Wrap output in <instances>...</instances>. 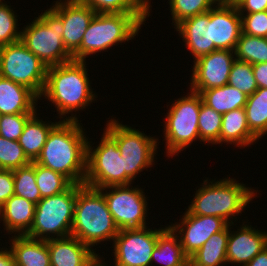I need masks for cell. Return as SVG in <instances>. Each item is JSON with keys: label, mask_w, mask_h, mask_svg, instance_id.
<instances>
[{"label": "cell", "mask_w": 267, "mask_h": 266, "mask_svg": "<svg viewBox=\"0 0 267 266\" xmlns=\"http://www.w3.org/2000/svg\"><path fill=\"white\" fill-rule=\"evenodd\" d=\"M80 120H61L49 133L36 163L84 184L87 171L88 138Z\"/></svg>", "instance_id": "cell-1"}, {"label": "cell", "mask_w": 267, "mask_h": 266, "mask_svg": "<svg viewBox=\"0 0 267 266\" xmlns=\"http://www.w3.org/2000/svg\"><path fill=\"white\" fill-rule=\"evenodd\" d=\"M86 67V60H71L47 67L45 86L39 99L43 96L51 101L60 116L58 118H65L71 112V116L62 120L76 121L78 118L76 113L72 114L73 111L83 110L96 100Z\"/></svg>", "instance_id": "cell-2"}, {"label": "cell", "mask_w": 267, "mask_h": 266, "mask_svg": "<svg viewBox=\"0 0 267 266\" xmlns=\"http://www.w3.org/2000/svg\"><path fill=\"white\" fill-rule=\"evenodd\" d=\"M118 233L102 192L83 184L77 191L71 235L91 248L102 241H114Z\"/></svg>", "instance_id": "cell-3"}, {"label": "cell", "mask_w": 267, "mask_h": 266, "mask_svg": "<svg viewBox=\"0 0 267 266\" xmlns=\"http://www.w3.org/2000/svg\"><path fill=\"white\" fill-rule=\"evenodd\" d=\"M202 184L193 195L187 211L193 215L221 217L228 224H234L233 219H237L235 216L242 214L243 209L254 199L255 192L257 194L255 189L230 177L216 182L207 178Z\"/></svg>", "instance_id": "cell-4"}, {"label": "cell", "mask_w": 267, "mask_h": 266, "mask_svg": "<svg viewBox=\"0 0 267 266\" xmlns=\"http://www.w3.org/2000/svg\"><path fill=\"white\" fill-rule=\"evenodd\" d=\"M150 14L96 13L83 36L73 60L85 61L88 55L110 50V47L133 39L138 35Z\"/></svg>", "instance_id": "cell-5"}, {"label": "cell", "mask_w": 267, "mask_h": 266, "mask_svg": "<svg viewBox=\"0 0 267 266\" xmlns=\"http://www.w3.org/2000/svg\"><path fill=\"white\" fill-rule=\"evenodd\" d=\"M63 31L62 19L49 8L23 27L21 42L46 67L57 66L73 60L63 44Z\"/></svg>", "instance_id": "cell-6"}, {"label": "cell", "mask_w": 267, "mask_h": 266, "mask_svg": "<svg viewBox=\"0 0 267 266\" xmlns=\"http://www.w3.org/2000/svg\"><path fill=\"white\" fill-rule=\"evenodd\" d=\"M82 185L72 184L60 194L42 198L36 204L33 224L25 236L40 240L70 236L77 191Z\"/></svg>", "instance_id": "cell-7"}, {"label": "cell", "mask_w": 267, "mask_h": 266, "mask_svg": "<svg viewBox=\"0 0 267 266\" xmlns=\"http://www.w3.org/2000/svg\"><path fill=\"white\" fill-rule=\"evenodd\" d=\"M164 124L166 154L170 158L200 140L198 129L201 96L190 90L170 106Z\"/></svg>", "instance_id": "cell-8"}, {"label": "cell", "mask_w": 267, "mask_h": 266, "mask_svg": "<svg viewBox=\"0 0 267 266\" xmlns=\"http://www.w3.org/2000/svg\"><path fill=\"white\" fill-rule=\"evenodd\" d=\"M94 149L87 142V171L84 184L93 188L131 185L116 140L105 130Z\"/></svg>", "instance_id": "cell-9"}, {"label": "cell", "mask_w": 267, "mask_h": 266, "mask_svg": "<svg viewBox=\"0 0 267 266\" xmlns=\"http://www.w3.org/2000/svg\"><path fill=\"white\" fill-rule=\"evenodd\" d=\"M104 130L116 140L123 159L124 172L132 181L141 171L153 165L156 149L160 143L158 138L147 136L140 129L123 125L112 118L107 121Z\"/></svg>", "instance_id": "cell-10"}, {"label": "cell", "mask_w": 267, "mask_h": 266, "mask_svg": "<svg viewBox=\"0 0 267 266\" xmlns=\"http://www.w3.org/2000/svg\"><path fill=\"white\" fill-rule=\"evenodd\" d=\"M46 75L47 67L21 40L0 47V76L27 87L40 98Z\"/></svg>", "instance_id": "cell-11"}, {"label": "cell", "mask_w": 267, "mask_h": 266, "mask_svg": "<svg viewBox=\"0 0 267 266\" xmlns=\"http://www.w3.org/2000/svg\"><path fill=\"white\" fill-rule=\"evenodd\" d=\"M130 186H108L99 189L119 230L142 228L147 225L146 195L142 188Z\"/></svg>", "instance_id": "cell-12"}, {"label": "cell", "mask_w": 267, "mask_h": 266, "mask_svg": "<svg viewBox=\"0 0 267 266\" xmlns=\"http://www.w3.org/2000/svg\"><path fill=\"white\" fill-rule=\"evenodd\" d=\"M146 227L119 230L113 241L115 266H151L158 236L166 229ZM148 228V229H147Z\"/></svg>", "instance_id": "cell-13"}, {"label": "cell", "mask_w": 267, "mask_h": 266, "mask_svg": "<svg viewBox=\"0 0 267 266\" xmlns=\"http://www.w3.org/2000/svg\"><path fill=\"white\" fill-rule=\"evenodd\" d=\"M233 50L218 49L194 60L190 90L200 93L228 83L230 70L236 60Z\"/></svg>", "instance_id": "cell-14"}, {"label": "cell", "mask_w": 267, "mask_h": 266, "mask_svg": "<svg viewBox=\"0 0 267 266\" xmlns=\"http://www.w3.org/2000/svg\"><path fill=\"white\" fill-rule=\"evenodd\" d=\"M180 221L169 227L179 235L183 252L188 258L194 255L213 234L222 231L228 225L221 217L193 215L188 211Z\"/></svg>", "instance_id": "cell-15"}, {"label": "cell", "mask_w": 267, "mask_h": 266, "mask_svg": "<svg viewBox=\"0 0 267 266\" xmlns=\"http://www.w3.org/2000/svg\"><path fill=\"white\" fill-rule=\"evenodd\" d=\"M50 8L62 19L63 44L73 55L80 48L85 31L96 12L80 0H58Z\"/></svg>", "instance_id": "cell-16"}, {"label": "cell", "mask_w": 267, "mask_h": 266, "mask_svg": "<svg viewBox=\"0 0 267 266\" xmlns=\"http://www.w3.org/2000/svg\"><path fill=\"white\" fill-rule=\"evenodd\" d=\"M210 44L217 49L233 50L242 32L241 16L236 6L217 4L210 9Z\"/></svg>", "instance_id": "cell-17"}, {"label": "cell", "mask_w": 267, "mask_h": 266, "mask_svg": "<svg viewBox=\"0 0 267 266\" xmlns=\"http://www.w3.org/2000/svg\"><path fill=\"white\" fill-rule=\"evenodd\" d=\"M243 222L237 231L230 230L227 245V264L246 266L258 253L267 247V232H262Z\"/></svg>", "instance_id": "cell-18"}, {"label": "cell", "mask_w": 267, "mask_h": 266, "mask_svg": "<svg viewBox=\"0 0 267 266\" xmlns=\"http://www.w3.org/2000/svg\"><path fill=\"white\" fill-rule=\"evenodd\" d=\"M51 266H96L102 259L93 248L70 235L46 240Z\"/></svg>", "instance_id": "cell-19"}, {"label": "cell", "mask_w": 267, "mask_h": 266, "mask_svg": "<svg viewBox=\"0 0 267 266\" xmlns=\"http://www.w3.org/2000/svg\"><path fill=\"white\" fill-rule=\"evenodd\" d=\"M209 21L210 10L187 18L174 27L195 60L218 50L214 44H210Z\"/></svg>", "instance_id": "cell-20"}, {"label": "cell", "mask_w": 267, "mask_h": 266, "mask_svg": "<svg viewBox=\"0 0 267 266\" xmlns=\"http://www.w3.org/2000/svg\"><path fill=\"white\" fill-rule=\"evenodd\" d=\"M39 98L27 87L0 76V113L34 114ZM36 107V108H35Z\"/></svg>", "instance_id": "cell-21"}, {"label": "cell", "mask_w": 267, "mask_h": 266, "mask_svg": "<svg viewBox=\"0 0 267 266\" xmlns=\"http://www.w3.org/2000/svg\"><path fill=\"white\" fill-rule=\"evenodd\" d=\"M36 204L13 195L3 204L2 220L7 233L25 235L33 224Z\"/></svg>", "instance_id": "cell-22"}, {"label": "cell", "mask_w": 267, "mask_h": 266, "mask_svg": "<svg viewBox=\"0 0 267 266\" xmlns=\"http://www.w3.org/2000/svg\"><path fill=\"white\" fill-rule=\"evenodd\" d=\"M9 248L16 266H51L46 240L14 235Z\"/></svg>", "instance_id": "cell-23"}, {"label": "cell", "mask_w": 267, "mask_h": 266, "mask_svg": "<svg viewBox=\"0 0 267 266\" xmlns=\"http://www.w3.org/2000/svg\"><path fill=\"white\" fill-rule=\"evenodd\" d=\"M259 140L249 129L245 108H238L222 114L220 144H235L234 146L248 147Z\"/></svg>", "instance_id": "cell-24"}, {"label": "cell", "mask_w": 267, "mask_h": 266, "mask_svg": "<svg viewBox=\"0 0 267 266\" xmlns=\"http://www.w3.org/2000/svg\"><path fill=\"white\" fill-rule=\"evenodd\" d=\"M35 112L24 126L23 132L19 137V144L27 158L33 162L39 157L42 148L46 143L47 137L51 130L61 121L48 122L40 120V117ZM39 118V119H38ZM51 123V124H50Z\"/></svg>", "instance_id": "cell-25"}, {"label": "cell", "mask_w": 267, "mask_h": 266, "mask_svg": "<svg viewBox=\"0 0 267 266\" xmlns=\"http://www.w3.org/2000/svg\"><path fill=\"white\" fill-rule=\"evenodd\" d=\"M228 237L229 224L222 231L213 234L206 243L189 258V266H223V264H227L226 254Z\"/></svg>", "instance_id": "cell-26"}, {"label": "cell", "mask_w": 267, "mask_h": 266, "mask_svg": "<svg viewBox=\"0 0 267 266\" xmlns=\"http://www.w3.org/2000/svg\"><path fill=\"white\" fill-rule=\"evenodd\" d=\"M154 261L162 266H189V258L183 252L179 237L169 226L158 236L151 266Z\"/></svg>", "instance_id": "cell-27"}, {"label": "cell", "mask_w": 267, "mask_h": 266, "mask_svg": "<svg viewBox=\"0 0 267 266\" xmlns=\"http://www.w3.org/2000/svg\"><path fill=\"white\" fill-rule=\"evenodd\" d=\"M199 95L205 105L221 114L244 108L248 98L245 93L228 84L204 90Z\"/></svg>", "instance_id": "cell-28"}, {"label": "cell", "mask_w": 267, "mask_h": 266, "mask_svg": "<svg viewBox=\"0 0 267 266\" xmlns=\"http://www.w3.org/2000/svg\"><path fill=\"white\" fill-rule=\"evenodd\" d=\"M244 108L250 131L260 139L267 134V88L249 95Z\"/></svg>", "instance_id": "cell-29"}, {"label": "cell", "mask_w": 267, "mask_h": 266, "mask_svg": "<svg viewBox=\"0 0 267 266\" xmlns=\"http://www.w3.org/2000/svg\"><path fill=\"white\" fill-rule=\"evenodd\" d=\"M234 54L236 60L248 62L251 65L267 63V38L241 32Z\"/></svg>", "instance_id": "cell-30"}, {"label": "cell", "mask_w": 267, "mask_h": 266, "mask_svg": "<svg viewBox=\"0 0 267 266\" xmlns=\"http://www.w3.org/2000/svg\"><path fill=\"white\" fill-rule=\"evenodd\" d=\"M35 177L41 198L66 191L73 183L61 173L55 172L35 162Z\"/></svg>", "instance_id": "cell-31"}, {"label": "cell", "mask_w": 267, "mask_h": 266, "mask_svg": "<svg viewBox=\"0 0 267 266\" xmlns=\"http://www.w3.org/2000/svg\"><path fill=\"white\" fill-rule=\"evenodd\" d=\"M14 194L23 197L34 204L42 198L35 177V161L13 170Z\"/></svg>", "instance_id": "cell-32"}, {"label": "cell", "mask_w": 267, "mask_h": 266, "mask_svg": "<svg viewBox=\"0 0 267 266\" xmlns=\"http://www.w3.org/2000/svg\"><path fill=\"white\" fill-rule=\"evenodd\" d=\"M96 13L150 14L142 0H80Z\"/></svg>", "instance_id": "cell-33"}, {"label": "cell", "mask_w": 267, "mask_h": 266, "mask_svg": "<svg viewBox=\"0 0 267 266\" xmlns=\"http://www.w3.org/2000/svg\"><path fill=\"white\" fill-rule=\"evenodd\" d=\"M221 125L222 114L205 105L201 99V107L198 120L200 141L204 144H220Z\"/></svg>", "instance_id": "cell-34"}, {"label": "cell", "mask_w": 267, "mask_h": 266, "mask_svg": "<svg viewBox=\"0 0 267 266\" xmlns=\"http://www.w3.org/2000/svg\"><path fill=\"white\" fill-rule=\"evenodd\" d=\"M174 27L181 21L208 12L215 4L212 0H168Z\"/></svg>", "instance_id": "cell-35"}, {"label": "cell", "mask_w": 267, "mask_h": 266, "mask_svg": "<svg viewBox=\"0 0 267 266\" xmlns=\"http://www.w3.org/2000/svg\"><path fill=\"white\" fill-rule=\"evenodd\" d=\"M227 84L237 88L247 96L252 95L258 89L252 65L239 60L233 62Z\"/></svg>", "instance_id": "cell-36"}, {"label": "cell", "mask_w": 267, "mask_h": 266, "mask_svg": "<svg viewBox=\"0 0 267 266\" xmlns=\"http://www.w3.org/2000/svg\"><path fill=\"white\" fill-rule=\"evenodd\" d=\"M18 141L7 140L0 136V168L15 170L30 164Z\"/></svg>", "instance_id": "cell-37"}, {"label": "cell", "mask_w": 267, "mask_h": 266, "mask_svg": "<svg viewBox=\"0 0 267 266\" xmlns=\"http://www.w3.org/2000/svg\"><path fill=\"white\" fill-rule=\"evenodd\" d=\"M17 14L0 0V47L16 43L21 40V31L18 28ZM19 30V31H18Z\"/></svg>", "instance_id": "cell-38"}, {"label": "cell", "mask_w": 267, "mask_h": 266, "mask_svg": "<svg viewBox=\"0 0 267 266\" xmlns=\"http://www.w3.org/2000/svg\"><path fill=\"white\" fill-rule=\"evenodd\" d=\"M33 114H10L0 117V136L18 141L24 126Z\"/></svg>", "instance_id": "cell-39"}, {"label": "cell", "mask_w": 267, "mask_h": 266, "mask_svg": "<svg viewBox=\"0 0 267 266\" xmlns=\"http://www.w3.org/2000/svg\"><path fill=\"white\" fill-rule=\"evenodd\" d=\"M242 32L251 36L267 38V10L240 14Z\"/></svg>", "instance_id": "cell-40"}, {"label": "cell", "mask_w": 267, "mask_h": 266, "mask_svg": "<svg viewBox=\"0 0 267 266\" xmlns=\"http://www.w3.org/2000/svg\"><path fill=\"white\" fill-rule=\"evenodd\" d=\"M14 195L13 170L0 169V203L3 205Z\"/></svg>", "instance_id": "cell-41"}, {"label": "cell", "mask_w": 267, "mask_h": 266, "mask_svg": "<svg viewBox=\"0 0 267 266\" xmlns=\"http://www.w3.org/2000/svg\"><path fill=\"white\" fill-rule=\"evenodd\" d=\"M239 14H250L267 10V0H242L237 6Z\"/></svg>", "instance_id": "cell-42"}, {"label": "cell", "mask_w": 267, "mask_h": 266, "mask_svg": "<svg viewBox=\"0 0 267 266\" xmlns=\"http://www.w3.org/2000/svg\"><path fill=\"white\" fill-rule=\"evenodd\" d=\"M252 68L258 88H267V63L253 64Z\"/></svg>", "instance_id": "cell-43"}, {"label": "cell", "mask_w": 267, "mask_h": 266, "mask_svg": "<svg viewBox=\"0 0 267 266\" xmlns=\"http://www.w3.org/2000/svg\"><path fill=\"white\" fill-rule=\"evenodd\" d=\"M0 266H16L15 259L12 255L11 250L3 249L0 250Z\"/></svg>", "instance_id": "cell-44"}, {"label": "cell", "mask_w": 267, "mask_h": 266, "mask_svg": "<svg viewBox=\"0 0 267 266\" xmlns=\"http://www.w3.org/2000/svg\"><path fill=\"white\" fill-rule=\"evenodd\" d=\"M246 266H267V247L258 253Z\"/></svg>", "instance_id": "cell-45"}, {"label": "cell", "mask_w": 267, "mask_h": 266, "mask_svg": "<svg viewBox=\"0 0 267 266\" xmlns=\"http://www.w3.org/2000/svg\"><path fill=\"white\" fill-rule=\"evenodd\" d=\"M215 5L217 4H230L231 5V0H212Z\"/></svg>", "instance_id": "cell-46"}, {"label": "cell", "mask_w": 267, "mask_h": 266, "mask_svg": "<svg viewBox=\"0 0 267 266\" xmlns=\"http://www.w3.org/2000/svg\"><path fill=\"white\" fill-rule=\"evenodd\" d=\"M242 0H231V5L237 6Z\"/></svg>", "instance_id": "cell-47"}, {"label": "cell", "mask_w": 267, "mask_h": 266, "mask_svg": "<svg viewBox=\"0 0 267 266\" xmlns=\"http://www.w3.org/2000/svg\"><path fill=\"white\" fill-rule=\"evenodd\" d=\"M3 205L0 203V221L2 220Z\"/></svg>", "instance_id": "cell-48"}, {"label": "cell", "mask_w": 267, "mask_h": 266, "mask_svg": "<svg viewBox=\"0 0 267 266\" xmlns=\"http://www.w3.org/2000/svg\"><path fill=\"white\" fill-rule=\"evenodd\" d=\"M96 266H104V265H103V262L100 261Z\"/></svg>", "instance_id": "cell-49"}, {"label": "cell", "mask_w": 267, "mask_h": 266, "mask_svg": "<svg viewBox=\"0 0 267 266\" xmlns=\"http://www.w3.org/2000/svg\"><path fill=\"white\" fill-rule=\"evenodd\" d=\"M101 261L103 262V265H104V266H108V265L104 262V260H101Z\"/></svg>", "instance_id": "cell-50"}]
</instances>
